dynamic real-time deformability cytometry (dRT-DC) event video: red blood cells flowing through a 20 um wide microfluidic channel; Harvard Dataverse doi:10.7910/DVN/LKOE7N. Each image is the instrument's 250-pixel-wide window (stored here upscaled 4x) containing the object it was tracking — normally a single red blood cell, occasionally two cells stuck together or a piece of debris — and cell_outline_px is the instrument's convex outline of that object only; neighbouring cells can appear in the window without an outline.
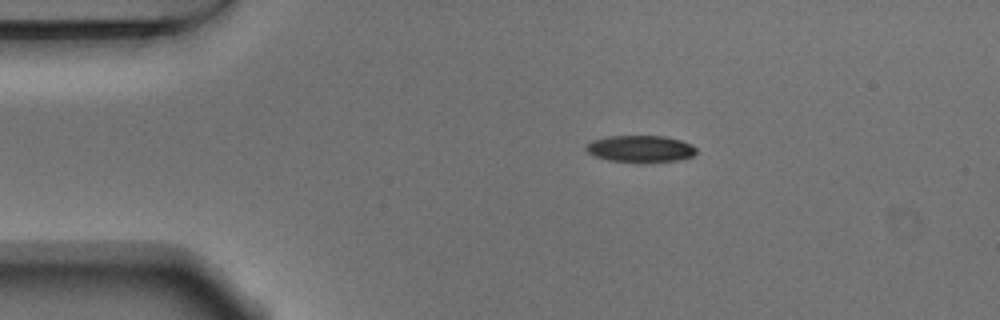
{"species": "Egyptian fruit bat (a non-hibernating species)", "species_latin": "Rousettus aegyptiacus", "temperature_condition": "warm", "stored_images_in_passage": 44, "camera_frame_rate_fps": 3000, "um_per_image_px": 0.085, "animal": {"sex": "male"}, "frame": {"image": 1, "passage_image": 1, "time_ms": 0.0, "image_size_px": [1000, 320], "cell_outline_px": [[696, 152], [692, 156], [676, 160], [644, 164], [636, 164], [608, 160], [592, 156], [584, 148], [592, 140], [608, 136], [664, 136], [680, 140], [692, 144], [696, 148]], "centroid_in_image_um": [54.41, 12.68], "position_along_channel_um": 30.6, "area_um2": 17.69}}
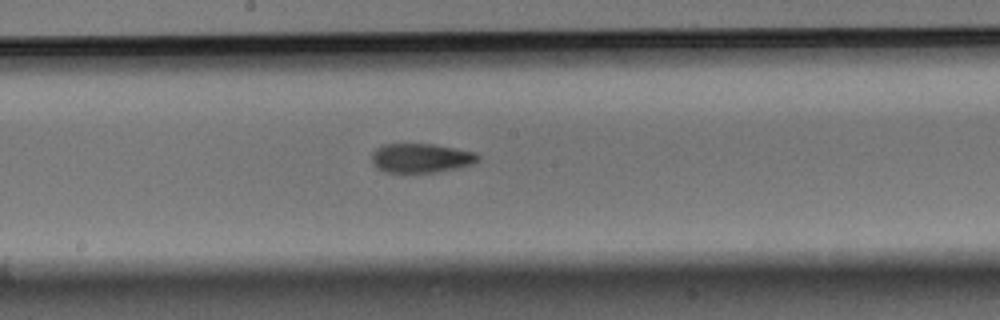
{"frame": {"image": 2, "passage_image": 19, "time_ms": 6.0, "image_size_px": [1000, 320], "cell_outline_px": [[480, 160], [476, 164], [436, 172], [384, 172], [376, 168], [372, 164], [372, 152], [376, 148], [384, 144], [432, 144], [476, 152], [480, 156]], "centroid_in_image_um": [35.8, 13.44], "position_along_channel_um": 212.4, "area_um2": 18.26}}
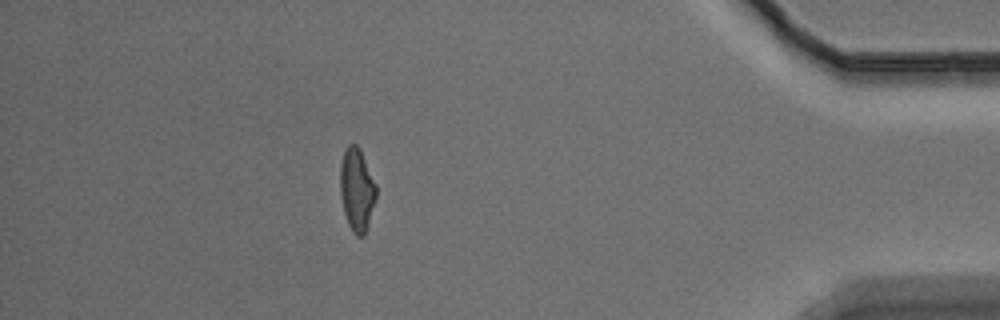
{"frame": {"image": 3, "passage_image": 38, "time_ms": 12.333, "image_size_px": [1000, 320], "cell_outline_px": [[376, 196], [364, 236], [356, 236], [352, 232], [348, 224], [344, 212], [340, 192], [340, 164], [344, 152], [348, 144], [356, 144], [360, 148], [376, 184]], "centroid_in_image_um": [30.32, 16.1], "position_along_channel_um": 404.9, "area_um2": 17.28}, "authors_computed_cell_mechanics": {"area_um2": 18.0047, "velocity_mm_per_s": 3.7905, "shape_relaxation_time_tau1_ms": null, "shape_relaxation_time_tau2_ms": 2.7752, "deformation_change_tau1": null, "deformation_change_tau2": 0.0937}}